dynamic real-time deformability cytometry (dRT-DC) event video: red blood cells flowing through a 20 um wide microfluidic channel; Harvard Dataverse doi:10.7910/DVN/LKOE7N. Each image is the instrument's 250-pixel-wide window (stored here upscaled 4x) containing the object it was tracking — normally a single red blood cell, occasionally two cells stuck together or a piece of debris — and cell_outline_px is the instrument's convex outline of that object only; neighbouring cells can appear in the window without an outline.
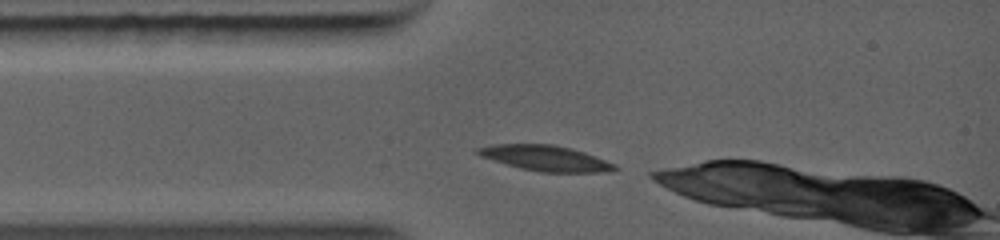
{"species": "common noctule bat (a hibernating species)", "species_latin": "Nyctalus noctula", "temperature_condition": "warm", "stored_images_in_passage": 21, "camera_frame_rate_fps": 5000, "um_per_image_px": 0.085, "animal": {"sex": "female", "body_mass_g": 19.0, "forearm_length_mm": 56.7}, "frame": {"image": 1, "passage_image": 1, "time_ms": 0.0, "image_size_px": [1000, 240], "cell_outline_px": [[616, 168], [592, 172], [544, 172], [524, 168], [508, 164], [484, 156], [480, 152], [480, 148], [504, 144], [548, 144], [568, 148], [592, 156], [612, 164]], "centroid_in_image_um": [46.37, 13.44], "position_along_channel_um": 38.6, "area_um2": 18.61}}
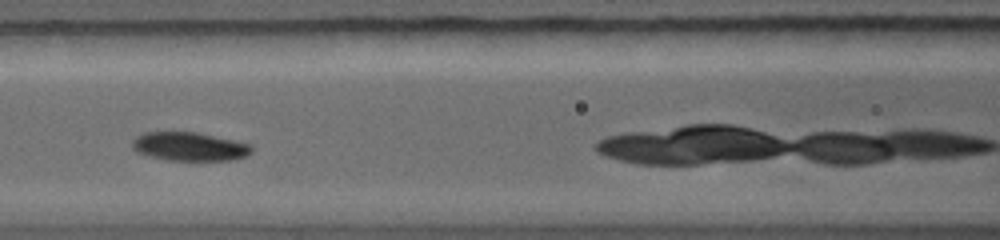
{"frame": {"image": 2, "passage_image": 7, "time_ms": 2.4, "image_size_px": [1000, 240], "cell_outline_px": [[248, 152], [240, 156], [224, 160], [176, 160], [156, 156], [144, 152], [136, 148], [136, 140], [140, 136], [148, 132], [192, 132], [244, 144], [248, 148]], "centroid_in_image_um": [16.07, 12.45], "position_along_channel_um": 150.5, "area_um2": 17.74}}
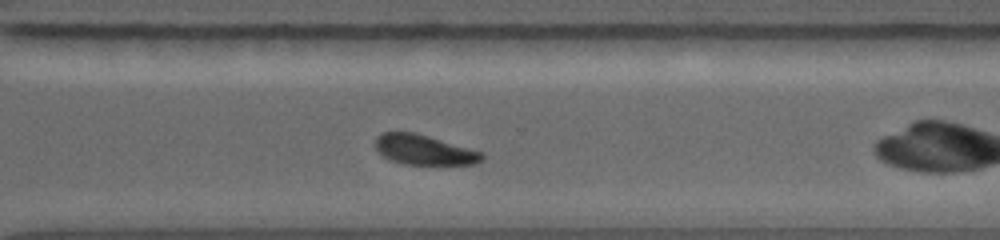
{"frame": {"image": 3, "passage_image": 16, "time_ms": 6.2, "image_size_px": [1000, 240], "cell_outline_px": [[480, 160], [468, 164], [404, 164], [388, 156], [376, 144], [376, 140], [384, 132], [412, 132], [480, 152]], "centroid_in_image_um": [36.04, 12.73], "position_along_channel_um": 334.6, "area_um2": 17.05}}